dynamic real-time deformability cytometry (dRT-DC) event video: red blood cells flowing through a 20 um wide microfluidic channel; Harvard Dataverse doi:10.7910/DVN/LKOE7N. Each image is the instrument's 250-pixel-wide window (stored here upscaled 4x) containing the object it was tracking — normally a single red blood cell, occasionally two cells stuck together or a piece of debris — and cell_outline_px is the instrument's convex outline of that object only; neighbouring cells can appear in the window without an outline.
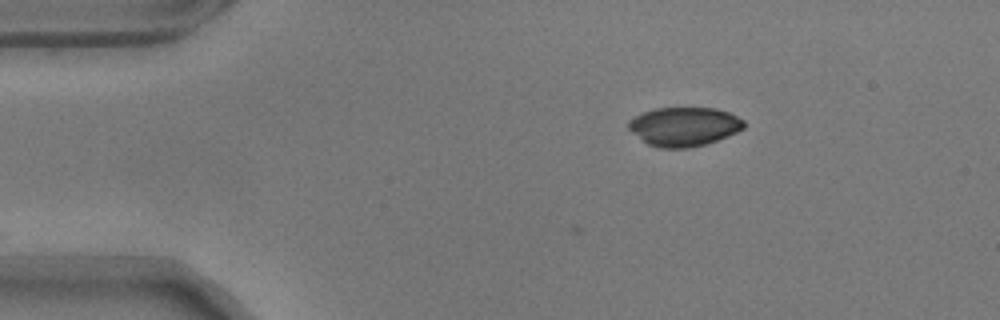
{"species": "common noctule bat (a hibernating species)", "species_latin": "Nyctalus noctula", "temperature_condition": "warm", "stored_images_in_passage": 5, "camera_frame_rate_fps": 3000, "um_per_image_px": 0.085, "animal": {"sex": "male", "body_mass_g": 17.9}, "frame": {"image": 1, "passage_image": 1, "time_ms": 0.0, "image_size_px": [1000, 320], "cell_outline_px": [[744, 128], [728, 136], [704, 144], [688, 148], [656, 148], [648, 144], [632, 132], [628, 128], [628, 120], [644, 112], [656, 108], [716, 108], [728, 112], [744, 120]], "centroid_in_image_um": [58.14, 10.76], "position_along_channel_um": 26.9, "area_um2": 26.07}}